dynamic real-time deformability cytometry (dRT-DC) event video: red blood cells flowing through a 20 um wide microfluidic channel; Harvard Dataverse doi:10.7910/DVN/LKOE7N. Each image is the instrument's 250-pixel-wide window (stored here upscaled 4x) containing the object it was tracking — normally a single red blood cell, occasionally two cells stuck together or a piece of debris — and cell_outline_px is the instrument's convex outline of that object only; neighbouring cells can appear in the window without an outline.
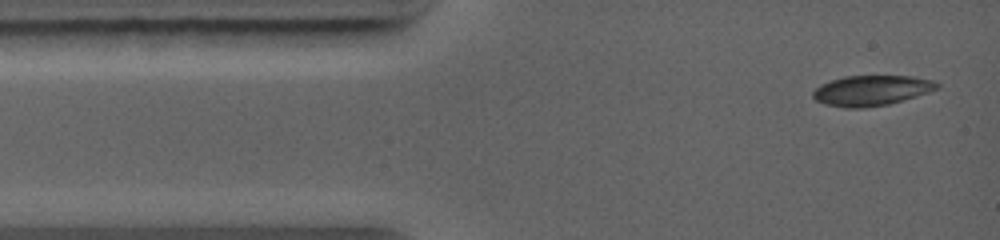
{"species": "common noctule bat (a hibernating species)", "species_latin": "Nyctalus noctula", "temperature_condition": "warm", "stored_images_in_passage": 12, "camera_frame_rate_fps": 5000, "um_per_image_px": 0.085, "animal": {"sex": "female", "body_mass_g": 19.0, "forearm_length_mm": 56.7}, "frame": {"image": 1, "passage_image": 1, "time_ms": 0.0, "image_size_px": [1000, 240], "cell_outline_px": [[940, 88], [916, 96], [888, 104], [864, 108], [844, 108], [824, 104], [816, 100], [812, 96], [812, 92], [820, 84], [844, 76], [912, 76], [932, 80], [940, 84]], "centroid_in_image_um": [74.06, 7.69], "position_along_channel_um": 10.9, "area_um2": 21.91}}
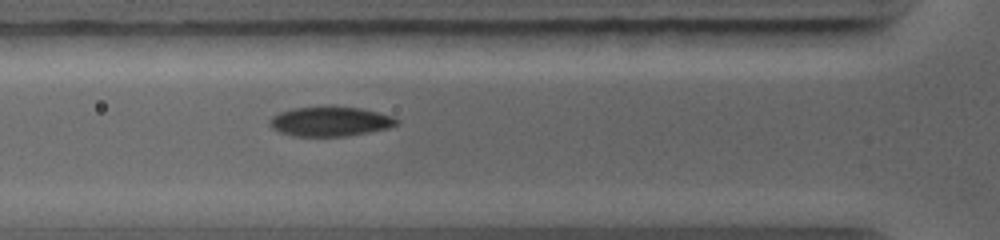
{"frame": {"image": 2, "passage_image": 9, "time_ms": 3.0, "image_size_px": [1000, 240], "cell_outline_px": [[400, 124], [388, 128], [348, 136], [292, 136], [280, 132], [272, 128], [268, 124], [268, 120], [272, 116], [280, 112], [292, 108], [332, 104], [360, 108], [392, 116], [400, 120]], "centroid_in_image_um": [28.05, 10.29], "position_along_channel_um": 97.7, "area_um2": 22.54}}
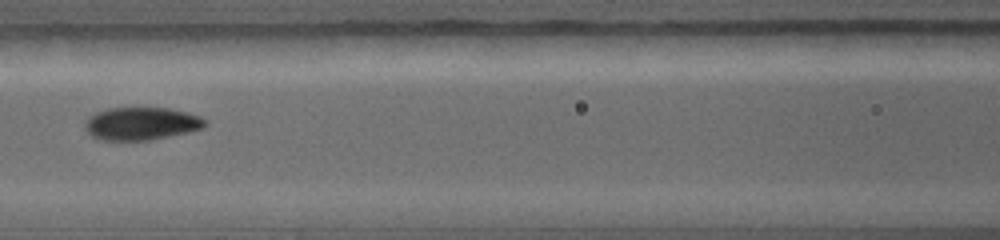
{"frame": {"image": 3, "passage_image": 12, "time_ms": 4.2, "image_size_px": [1000, 240], "cell_outline_px": [[208, 124], [204, 128], [188, 132], [148, 140], [100, 140], [92, 136], [84, 128], [84, 124], [88, 116], [96, 112], [108, 108], [168, 108], [188, 112], [200, 116], [208, 120]], "centroid_in_image_um": [12.03, 10.5], "position_along_channel_um": 154.6, "area_um2": 23.12}}